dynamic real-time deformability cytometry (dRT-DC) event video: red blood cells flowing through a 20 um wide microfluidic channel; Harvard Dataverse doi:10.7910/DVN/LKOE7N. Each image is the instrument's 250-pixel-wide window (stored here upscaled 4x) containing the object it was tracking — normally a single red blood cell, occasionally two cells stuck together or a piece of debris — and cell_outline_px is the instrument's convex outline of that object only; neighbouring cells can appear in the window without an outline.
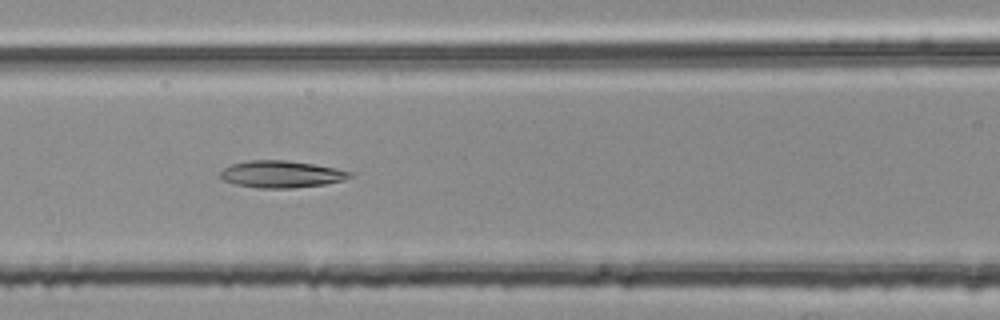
{"species": "common noctule bat (a hibernating species)", "species_latin": "Nyctalus noctula", "temperature_condition": "room temperature", "stored_images_in_passage": 38, "camera_frame_rate_fps": 3000, "um_per_image_px": 0.085, "animal": {"sex": "female", "body_mass_g": 25.1}, "frame": {"image": 1, "passage_image": 8, "time_ms": 2.333, "image_size_px": [1000, 320], "cell_outline_px": [[352, 176], [344, 180], [324, 184], [292, 188], [260, 188], [236, 184], [224, 180], [220, 176], [220, 172], [224, 168], [232, 164], [252, 160], [288, 160], [336, 168], [352, 172]], "centroid_in_image_um": [23.93, 14.8], "position_along_channel_um": 142.7, "area_um2": 20.17}}
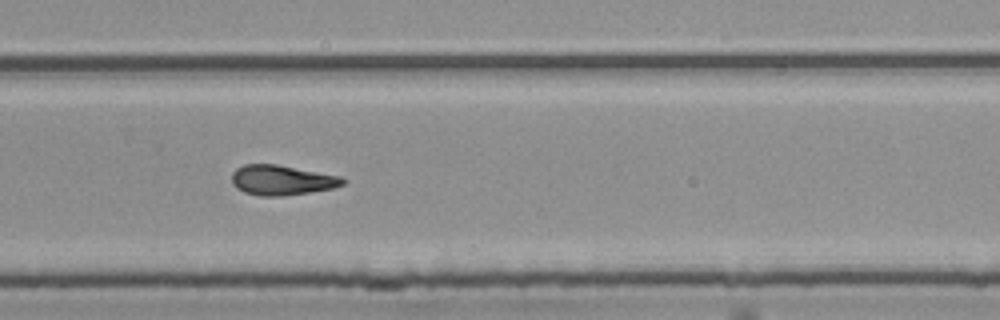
{"frame": {"image": 2, "passage_image": 21, "time_ms": 6.667, "image_size_px": [1000, 320], "cell_outline_px": [[348, 180], [344, 184], [332, 188], [284, 196], [260, 196], [244, 192], [236, 188], [232, 184], [232, 172], [236, 168], [244, 164], [276, 164], [340, 176]], "centroid_in_image_um": [23.93, 15.31], "position_along_channel_um": 305.9, "area_um2": 19.42}}
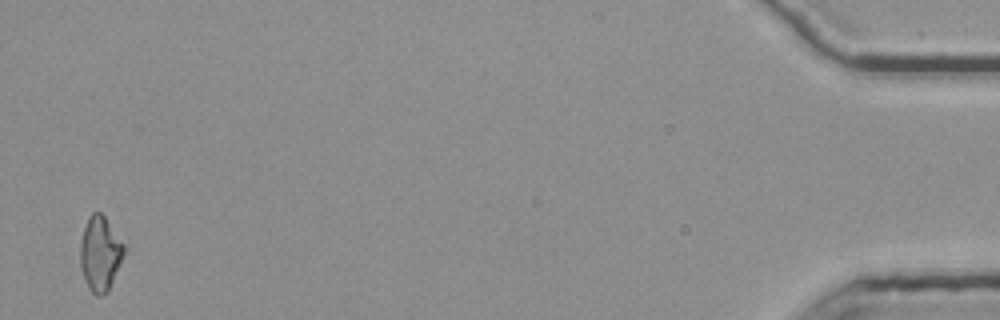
{"frame": {"image": 3, "passage_image": 38, "time_ms": 12.333, "image_size_px": [1000, 320], "cell_outline_px": [[128, 248], [108, 292], [104, 296], [96, 296], [88, 288], [84, 280], [80, 268], [80, 244], [84, 228], [88, 216], [92, 212], [100, 212], [104, 216]], "centroid_in_image_um": [8.53, 21.58], "position_along_channel_um": 426.7, "area_um2": 19.54}, "authors_computed_cell_mechanics": {"area_um2": 19.3341, "velocity_mm_per_s": 3.7849, "shape_relaxation_time_tau1_ms": null, "shape_relaxation_time_tau2_ms": 8.5169, "deformation_change_tau1": null, "deformation_change_tau2": 0.2095}}